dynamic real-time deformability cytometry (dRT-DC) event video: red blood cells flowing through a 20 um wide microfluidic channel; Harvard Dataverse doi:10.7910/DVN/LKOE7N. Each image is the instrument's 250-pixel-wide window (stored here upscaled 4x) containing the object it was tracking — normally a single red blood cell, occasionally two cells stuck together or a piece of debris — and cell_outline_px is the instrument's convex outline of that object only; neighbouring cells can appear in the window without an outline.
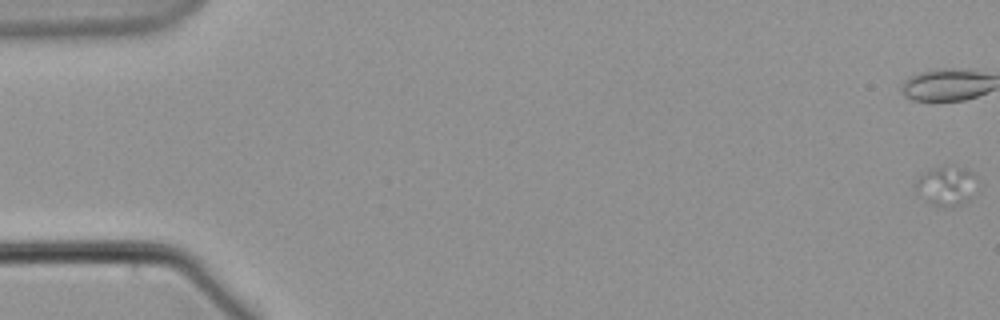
{"species": "common noctule bat (a hibernating species)", "species_latin": "Nyctalus noctula", "temperature_condition": "warm", "stored_images_in_passage": 62, "camera_frame_rate_fps": 3000, "um_per_image_px": 0.085, "animal": {"sex": "male", "body_mass_g": 21.5, "forearm_length_mm": 52.0}, "frame": {"image": 1, "passage_image": 1, "time_ms": 0.0, "image_size_px": [1000, 320], "cell_outline_px": [[976, 176], [960, 204], [952, 208], [932, 204], [928, 200], [916, 184], [916, 180], [924, 172], [936, 168], [944, 168], [972, 172]], "centroid_in_image_um": [80.35, 15.81], "position_along_channel_um": 4.6, "area_um2": 12.08}}